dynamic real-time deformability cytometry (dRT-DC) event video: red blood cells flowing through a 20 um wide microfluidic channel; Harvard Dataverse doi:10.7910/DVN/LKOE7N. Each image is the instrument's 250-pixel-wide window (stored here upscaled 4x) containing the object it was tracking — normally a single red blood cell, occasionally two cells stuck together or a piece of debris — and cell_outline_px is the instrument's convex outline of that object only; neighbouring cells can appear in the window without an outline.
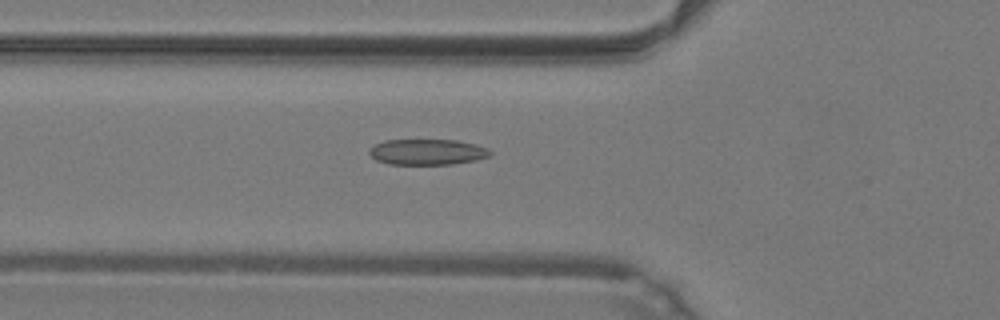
{"species": "common noctule bat (a hibernating species)", "species_latin": "Nyctalus noctula", "temperature_condition": "warm", "stored_images_in_passage": 48, "camera_frame_rate_fps": 3000, "um_per_image_px": 0.085, "animal": {"sex": "male", "body_mass_g": 19.2, "forearm_length_mm": 51.8}, "frame": {"image": 1, "passage_image": 17, "time_ms": 5.333, "image_size_px": [1000, 320], "cell_outline_px": [[492, 152], [488, 156], [476, 160], [452, 164], [388, 164], [376, 160], [368, 152], [376, 144], [384, 140], [456, 140], [476, 144], [488, 148]], "centroid_in_image_um": [36.34, 12.91], "position_along_channel_um": 89.5, "area_um2": 18.03}}
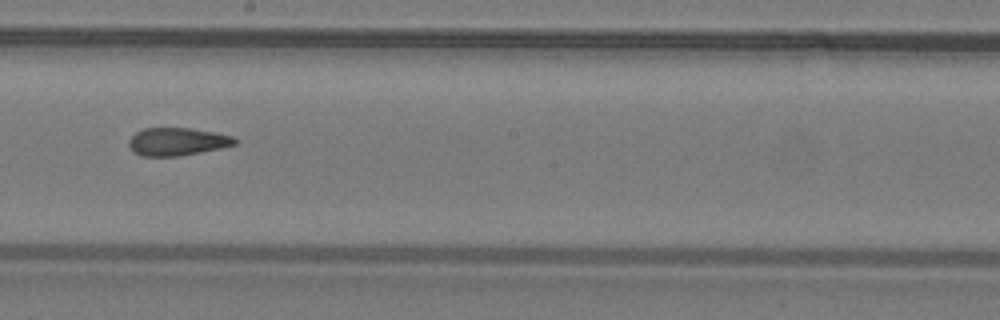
{"frame": {"image": 2, "passage_image": 27, "time_ms": 8.667, "image_size_px": [1000, 320], "cell_outline_px": [[240, 140], [236, 144], [220, 148], [180, 156], [140, 156], [132, 152], [128, 144], [128, 140], [136, 132], [144, 128], [192, 128], [232, 136]], "centroid_in_image_um": [15.04, 12.04], "position_along_channel_um": 233.2, "area_um2": 17.28}}
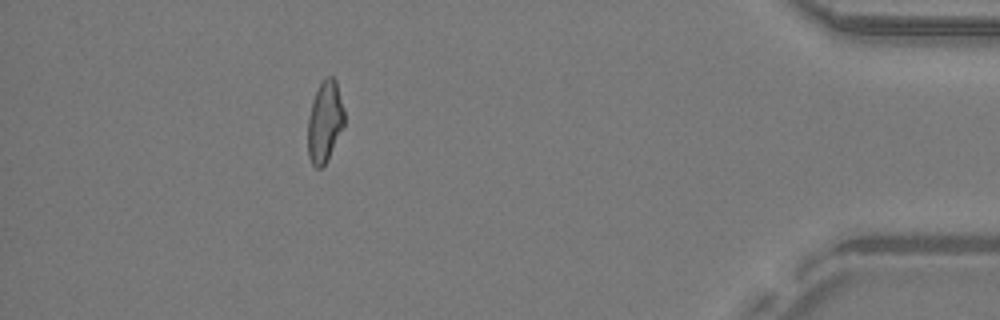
{"frame": {"image": 3, "passage_image": 43, "time_ms": 14.0, "image_size_px": [1000, 320], "cell_outline_px": [[344, 128], [328, 160], [320, 168], [316, 168], [312, 164], [308, 156], [308, 120], [312, 100], [320, 84], [328, 76], [332, 76], [336, 80], [344, 108]], "centroid_in_image_um": [27.62, 10.37], "position_along_channel_um": 407.6, "area_um2": 17.4}, "authors_computed_cell_mechanics": {"area_um2": 18.2359, "velocity_mm_per_s": 4.3064, "shape_relaxation_time_tau1_ms": null, "shape_relaxation_time_tau2_ms": 2.0426, "deformation_change_tau1": null, "deformation_change_tau2": 0.1005}}